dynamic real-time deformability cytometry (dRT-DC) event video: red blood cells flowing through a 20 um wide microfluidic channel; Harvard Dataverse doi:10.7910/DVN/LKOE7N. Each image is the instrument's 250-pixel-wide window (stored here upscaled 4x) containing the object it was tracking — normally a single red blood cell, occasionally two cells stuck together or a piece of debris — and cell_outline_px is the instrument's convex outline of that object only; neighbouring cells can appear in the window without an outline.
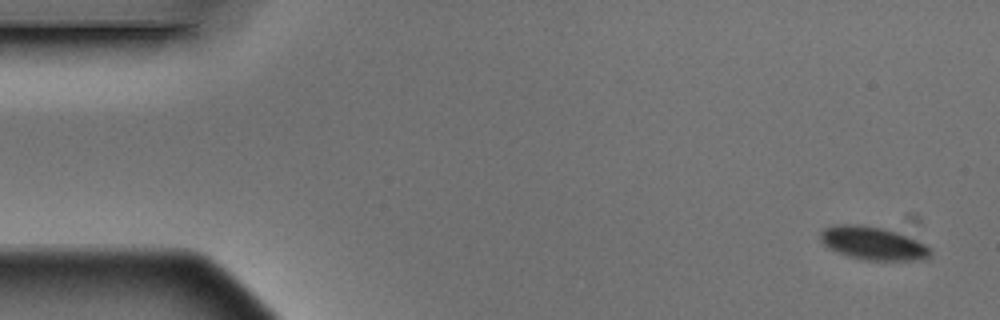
{"species": "Egyptian fruit bat (a non-hibernating species)", "species_latin": "Rousettus aegyptiacus", "temperature_condition": "warm", "stored_images_in_passage": 4, "camera_frame_rate_fps": 3000, "um_per_image_px": 0.085, "animal": {"sex": "male"}, "frame": {"image": 1, "passage_image": 1, "time_ms": 0.0, "image_size_px": [1000, 320], "cell_outline_px": [[932, 252], [928, 256], [920, 260], [864, 260], [848, 256], [836, 252], [828, 248], [820, 240], [820, 232], [824, 228], [832, 224], [856, 224], [884, 228], [896, 232], [916, 240], [932, 248]], "centroid_in_image_um": [74.16, 20.67], "position_along_channel_um": 10.8, "area_um2": 21.33}}
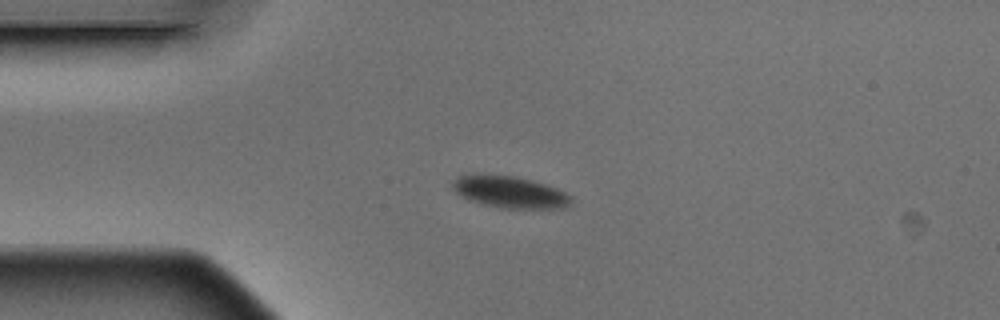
{"frame": {"image": 2, "passage_image": 4, "time_ms": 1.0, "image_size_px": [1000, 320], "cell_outline_px": [[572, 204], [568, 208], [504, 208], [484, 204], [468, 200], [456, 192], [452, 188], [452, 180], [460, 176], [472, 172], [480, 172], [512, 176], [532, 180], [556, 188], [572, 196]], "centroid_in_image_um": [43.31, 16.3], "position_along_channel_um": 41.7, "area_um2": 22.37}}